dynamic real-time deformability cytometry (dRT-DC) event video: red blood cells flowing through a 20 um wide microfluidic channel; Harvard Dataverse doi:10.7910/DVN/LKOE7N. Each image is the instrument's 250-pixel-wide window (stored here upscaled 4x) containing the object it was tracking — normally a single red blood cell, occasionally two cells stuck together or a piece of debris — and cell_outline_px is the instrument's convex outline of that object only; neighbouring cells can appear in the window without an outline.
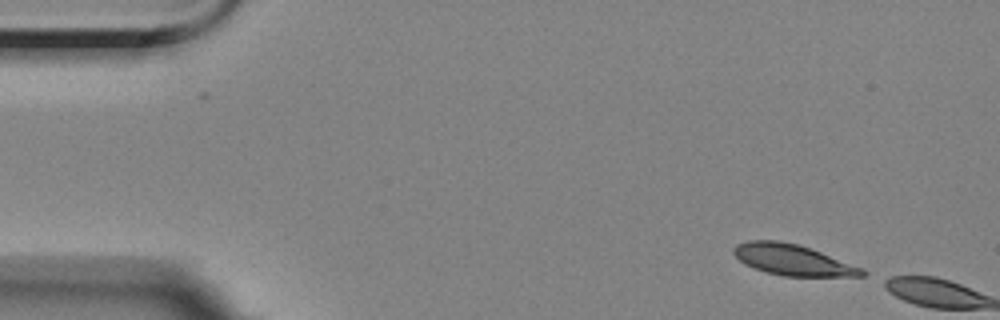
{"species": "Egyptian fruit bat (a non-hibernating species)", "species_latin": "Rousettus aegyptiacus", "temperature_condition": "room temperature", "stored_images_in_passage": 2, "camera_frame_rate_fps": 3000, "um_per_image_px": 0.085, "animal": {"sex": "female"}, "frame": {"image": 1, "passage_image": 2, "time_ms": 1.333, "image_size_px": [1000, 320], "cell_outline_px": [[868, 272], [864, 276], [784, 276], [768, 272], [744, 264], [732, 252], [732, 248], [736, 244], [748, 240], [780, 240], [800, 244], [864, 268]], "centroid_in_image_um": [67.39, 22.07], "position_along_channel_um": 17.6, "area_um2": 23.24}}